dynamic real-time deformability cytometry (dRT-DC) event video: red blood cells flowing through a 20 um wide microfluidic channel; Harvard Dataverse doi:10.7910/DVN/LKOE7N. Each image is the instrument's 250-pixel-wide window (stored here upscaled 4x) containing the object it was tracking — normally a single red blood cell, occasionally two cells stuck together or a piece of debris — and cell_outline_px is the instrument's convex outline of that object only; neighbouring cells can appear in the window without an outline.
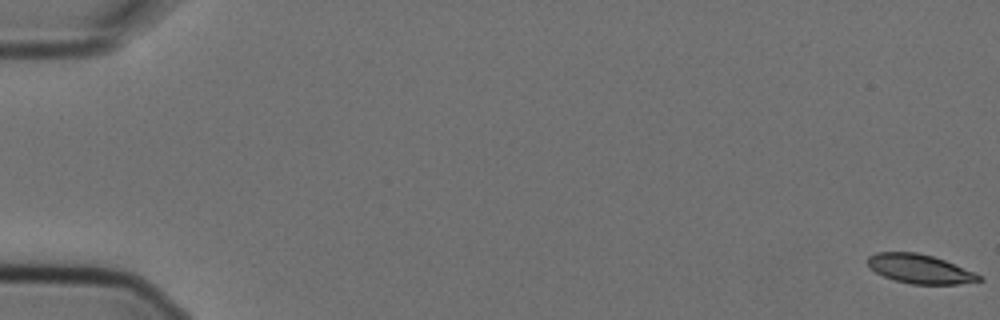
{"species": "Egyptian fruit bat (a non-hibernating species)", "species_latin": "Rousettus aegyptiacus", "temperature_condition": "cold", "stored_images_in_passage": 6, "camera_frame_rate_fps": 3000, "um_per_image_px": 0.085, "animal": {"sex": "female"}, "frame": {"image": 1, "passage_image": 1, "time_ms": 0.0, "image_size_px": [1000, 320], "cell_outline_px": [[984, 280], [960, 284], [912, 284], [896, 280], [884, 276], [868, 268], [868, 256], [876, 252], [916, 252], [932, 256], [944, 260], [976, 272], [984, 276]], "centroid_in_image_um": [78.22, 22.86], "position_along_channel_um": 6.8, "area_um2": 18.96}}
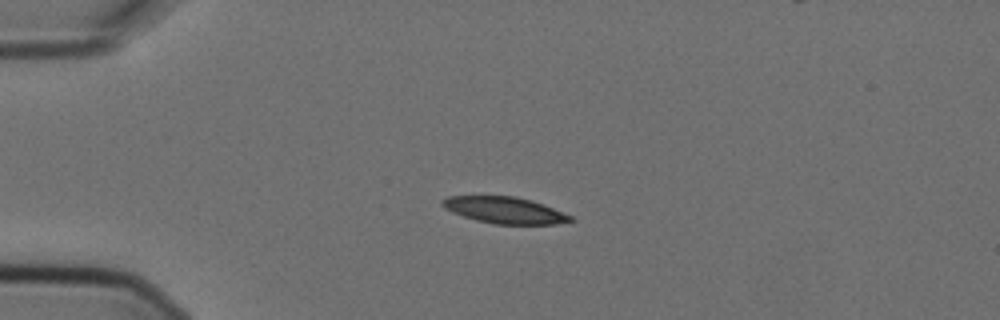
{"frame": {"image": 2, "passage_image": 5, "time_ms": 1.333, "image_size_px": [1000, 320], "cell_outline_px": [[576, 220], [556, 224], [496, 224], [476, 220], [452, 212], [444, 208], [440, 204], [440, 200], [448, 196], [516, 196], [532, 200], [544, 204], [572, 216]], "centroid_in_image_um": [42.9, 17.86], "position_along_channel_um": 42.1, "area_um2": 19.88}}